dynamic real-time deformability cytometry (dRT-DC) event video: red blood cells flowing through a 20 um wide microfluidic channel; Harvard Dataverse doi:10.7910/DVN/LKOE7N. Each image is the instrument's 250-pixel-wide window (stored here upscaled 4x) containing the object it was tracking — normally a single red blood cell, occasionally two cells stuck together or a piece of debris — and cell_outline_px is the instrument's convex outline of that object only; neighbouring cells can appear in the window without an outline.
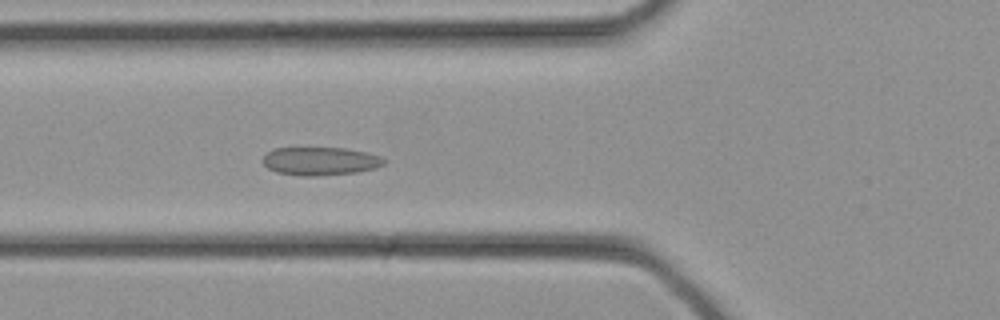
{"species": "common noctule bat (a hibernating species)", "species_latin": "Nyctalus noctula", "temperature_condition": "cold", "stored_images_in_passage": 33, "camera_frame_rate_fps": 3000, "um_per_image_px": 0.085, "animal": {"sex": "female", "body_mass_g": 21.9}, "frame": {"image": 1, "passage_image": 12, "time_ms": 3.667, "image_size_px": [1000, 320], "cell_outline_px": [[388, 160], [384, 164], [376, 168], [356, 172], [316, 176], [304, 176], [276, 172], [268, 168], [264, 164], [264, 156], [272, 148], [344, 148], [364, 152], [380, 156]], "centroid_in_image_um": [27.24, 13.7], "position_along_channel_um": 98.6, "area_um2": 19.83}}
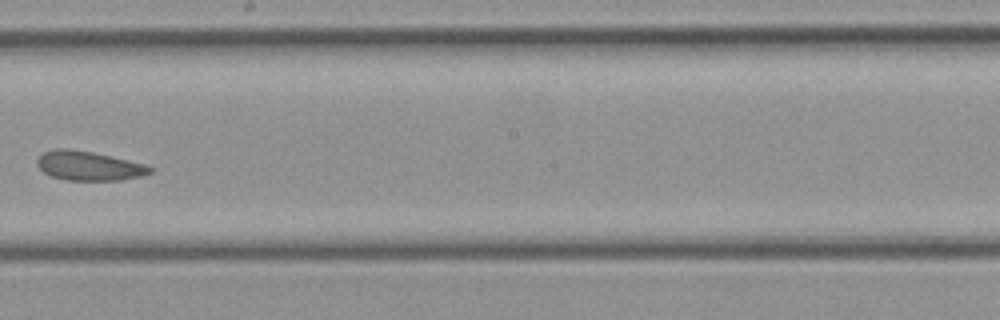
{"frame": {"image": 2, "passage_image": 19, "time_ms": 6.0, "image_size_px": [1000, 320], "cell_outline_px": [[156, 168], [152, 172], [140, 176], [120, 180], [68, 180], [52, 176], [44, 172], [36, 164], [36, 160], [44, 152], [52, 148], [68, 148], [92, 152], [144, 164]], "centroid_in_image_um": [7.54, 14.09], "position_along_channel_um": 240.7, "area_um2": 19.13}}
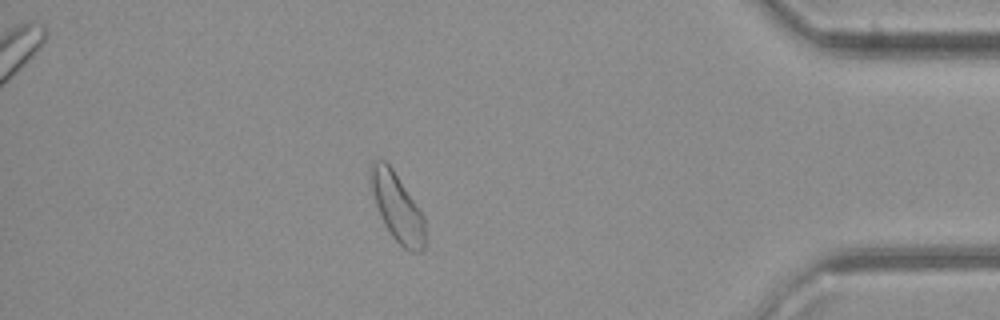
{"frame": {"image": 3, "passage_image": 29, "time_ms": 9.333, "image_size_px": [1000, 320], "cell_outline_px": [[424, 252], [412, 252], [404, 248], [392, 236], [384, 224], [376, 204], [372, 192], [368, 172], [368, 168], [372, 160], [384, 160], [392, 168], [424, 216]], "centroid_in_image_um": [33.73, 17.59], "position_along_channel_um": 401.5, "area_um2": 21.44}}